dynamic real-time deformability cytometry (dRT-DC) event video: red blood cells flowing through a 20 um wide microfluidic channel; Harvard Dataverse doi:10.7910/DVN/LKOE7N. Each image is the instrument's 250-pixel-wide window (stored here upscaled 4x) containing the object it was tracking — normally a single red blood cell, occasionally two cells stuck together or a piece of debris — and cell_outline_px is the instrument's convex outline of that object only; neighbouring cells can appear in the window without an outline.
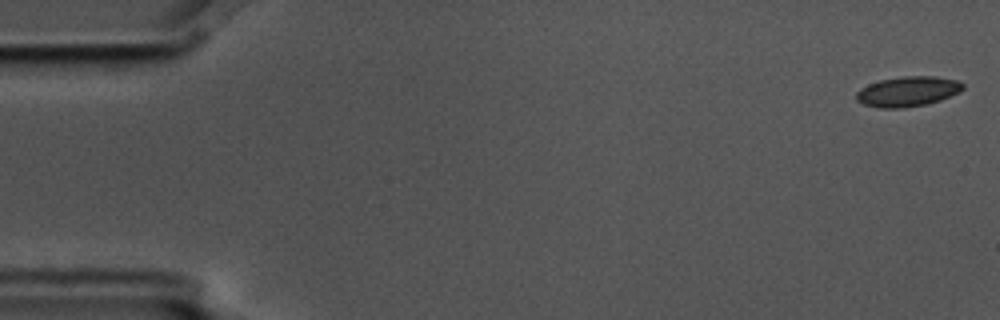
{"species": "common noctule bat (a hibernating species)", "species_latin": "Nyctalus noctula", "temperature_condition": "cold", "stored_images_in_passage": 11, "camera_frame_rate_fps": 3000, "um_per_image_px": 0.085, "animal": {"sex": "male", "body_mass_g": 17.5, "forearm_length_mm": 52.3}, "frame": {"image": 1, "passage_image": 1, "time_ms": 0.0, "image_size_px": [1000, 320], "cell_outline_px": [[964, 88], [960, 92], [940, 100], [924, 104], [904, 108], [880, 108], [864, 104], [856, 100], [856, 92], [860, 88], [868, 84], [880, 80], [904, 76], [936, 76], [960, 80], [964, 84]], "centroid_in_image_um": [77.18, 7.76], "position_along_channel_um": 7.8, "area_um2": 18.79}}
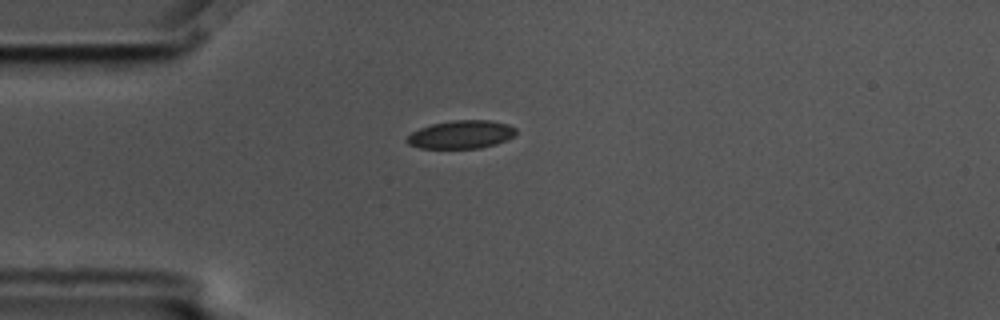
{"frame": {"image": 2, "passage_image": 4, "time_ms": 1.0, "image_size_px": [1000, 320], "cell_outline_px": [[516, 132], [512, 136], [496, 144], [480, 148], [420, 148], [408, 144], [404, 140], [412, 132], [420, 128], [432, 124], [452, 120], [492, 120], [508, 124], [516, 128]], "centroid_in_image_um": [39.18, 11.43], "position_along_channel_um": 45.8, "area_um2": 17.86}}
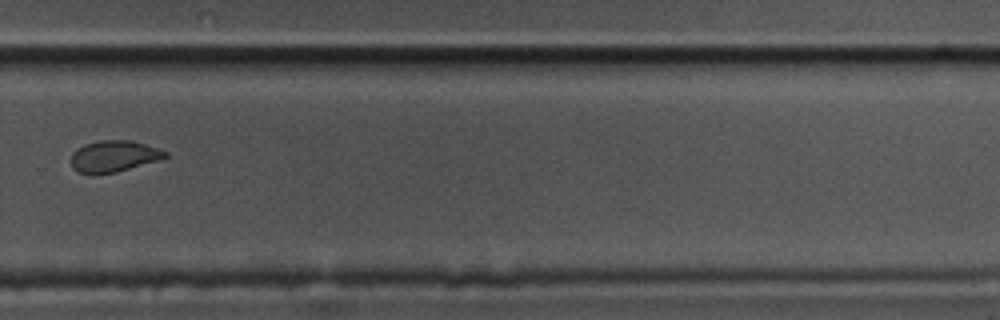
{"frame": {"image": 3, "passage_image": 11, "time_ms": 3.333, "image_size_px": [1000, 320], "cell_outline_px": [[168, 156], [160, 160], [116, 172], [92, 176], [76, 172], [72, 168], [72, 152], [76, 148], [84, 144], [96, 140], [132, 140], [168, 152]], "centroid_in_image_um": [9.62, 13.3], "position_along_channel_um": 320.2, "area_um2": 17.63}}